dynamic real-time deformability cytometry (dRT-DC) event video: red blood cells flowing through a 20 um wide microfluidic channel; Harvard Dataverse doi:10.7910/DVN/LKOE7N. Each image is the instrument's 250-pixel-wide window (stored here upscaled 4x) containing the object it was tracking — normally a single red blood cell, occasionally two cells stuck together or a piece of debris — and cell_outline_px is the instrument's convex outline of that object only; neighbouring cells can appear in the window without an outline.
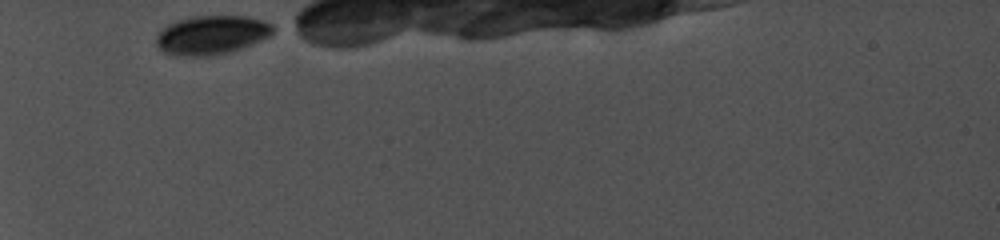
{"species": "common noctule bat (a hibernating species)", "species_latin": "Nyctalus noctula", "temperature_condition": "cold", "stored_images_in_passage": 35, "camera_frame_rate_fps": 5000, "um_per_image_px": 0.085, "animal": {"sex": "female", "body_mass_g": 19.0, "forearm_length_mm": 56.7}, "frame": {"image": 1, "passage_image": 1, "time_ms": 0.0, "image_size_px": [1000, 240], "cell_outline_px": [[272, 32], [268, 36], [260, 40], [240, 48], [228, 52], [208, 56], [176, 56], [164, 52], [156, 44], [156, 36], [160, 28], [176, 20], [188, 16], [248, 16], [264, 20], [272, 24]], "centroid_in_image_um": [17.92, 2.96], "position_along_channel_um": 67.1, "area_um2": 26.53}}
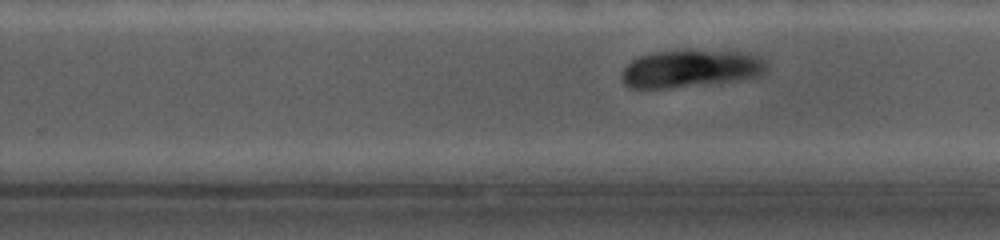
{"frame": {"image": 2, "passage_image": 23, "time_ms": 6.0, "image_size_px": [1000, 240], "cell_outline_px": [[764, 72], [760, 76], [720, 84], [672, 88], [628, 88], [620, 80], [620, 76], [624, 68], [632, 60], [640, 56], [652, 52], [688, 48], [748, 52], [760, 56], [764, 64]], "centroid_in_image_um": [58.7, 5.82], "position_along_channel_um": 271.1, "area_um2": 33.0}}
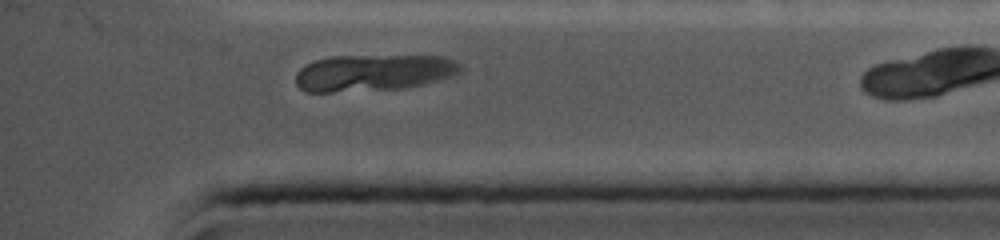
{"frame": {"image": 3, "passage_image": 33, "time_ms": 9.4, "image_size_px": [1000, 240], "cell_outline_px": [[464, 68], [460, 72], [452, 76], [424, 84], [404, 88], [332, 92], [304, 92], [296, 84], [296, 72], [300, 68], [316, 60], [328, 56], [444, 56], [456, 60]], "centroid_in_image_um": [31.76, 6.18], "position_along_channel_um": 403.4, "area_um2": 35.32}}